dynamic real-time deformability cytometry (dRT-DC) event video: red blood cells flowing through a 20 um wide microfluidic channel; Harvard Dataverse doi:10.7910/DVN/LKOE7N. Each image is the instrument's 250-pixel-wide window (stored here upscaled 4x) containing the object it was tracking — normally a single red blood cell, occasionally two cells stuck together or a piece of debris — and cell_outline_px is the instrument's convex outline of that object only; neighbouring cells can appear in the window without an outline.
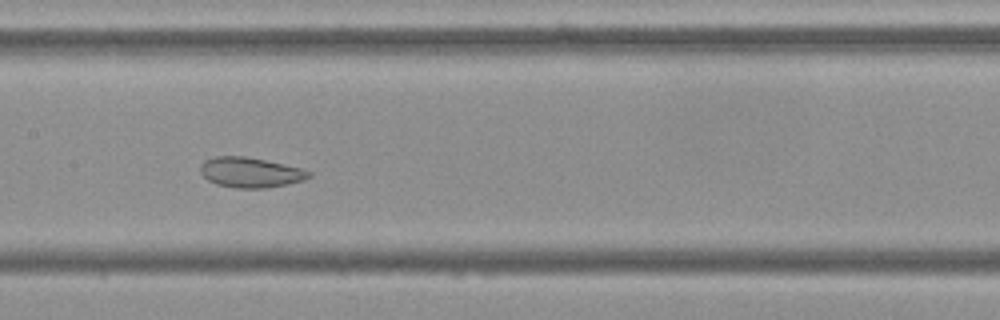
{"species": "Egyptian fruit bat (a non-hibernating species)", "species_latin": "Rousettus aegyptiacus", "temperature_condition": "cold", "stored_images_in_passage": 57, "camera_frame_rate_fps": 3000, "um_per_image_px": 0.085, "frame": {"image": 1, "passage_image": 28, "time_ms": 9.0, "image_size_px": [1000, 320], "cell_outline_px": [[312, 176], [304, 180], [288, 184], [264, 188], [236, 188], [216, 184], [208, 180], [200, 172], [200, 164], [204, 160], [216, 156], [244, 156], [284, 164], [300, 168], [312, 172]], "centroid_in_image_um": [21.28, 14.66], "position_along_channel_um": 186.1, "area_um2": 19.07}}
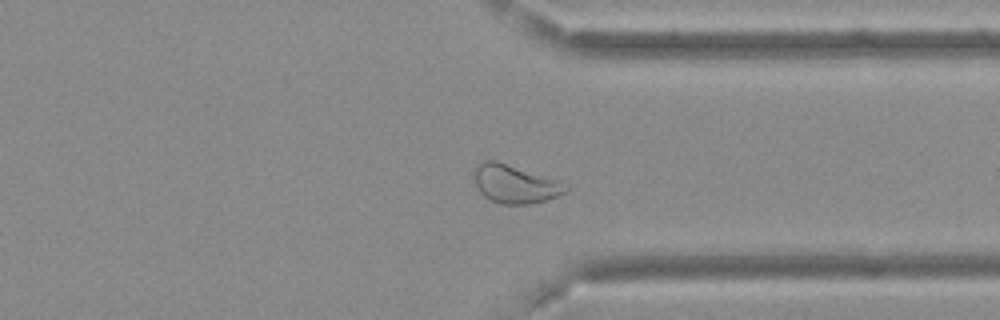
{"frame": {"image": 2, "passage_image": 43, "time_ms": 14.0, "image_size_px": [1000, 320], "cell_outline_px": [[572, 188], [560, 196], [532, 204], [500, 204], [484, 196], [480, 192], [476, 184], [472, 172], [484, 160], [496, 160], [568, 184]], "centroid_in_image_um": [43.81, 15.66], "position_along_channel_um": 367.6, "area_um2": 20.46}}
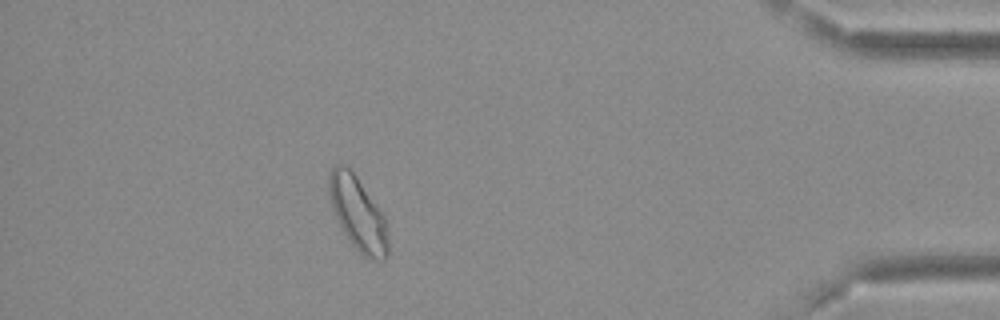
{"frame": {"image": 3, "passage_image": 50, "time_ms": 16.333, "image_size_px": [1000, 320], "cell_outline_px": [[388, 256], [384, 260], [376, 260], [364, 256], [352, 244], [344, 232], [332, 208], [328, 192], [328, 172], [336, 164], [344, 164], [356, 176], [384, 216], [388, 240]], "centroid_in_image_um": [30.4, 18.14], "position_along_channel_um": 404.8, "area_um2": 24.97}, "authors_computed_cell_mechanics": {"area_um2": 24.1604, "velocity_mm_per_s": 3.6446, "shape_relaxation_time_tau1_ms": null, "shape_relaxation_time_tau2_ms": 1.332, "deformation_change_tau1": null, "deformation_change_tau2": 0.0659}}